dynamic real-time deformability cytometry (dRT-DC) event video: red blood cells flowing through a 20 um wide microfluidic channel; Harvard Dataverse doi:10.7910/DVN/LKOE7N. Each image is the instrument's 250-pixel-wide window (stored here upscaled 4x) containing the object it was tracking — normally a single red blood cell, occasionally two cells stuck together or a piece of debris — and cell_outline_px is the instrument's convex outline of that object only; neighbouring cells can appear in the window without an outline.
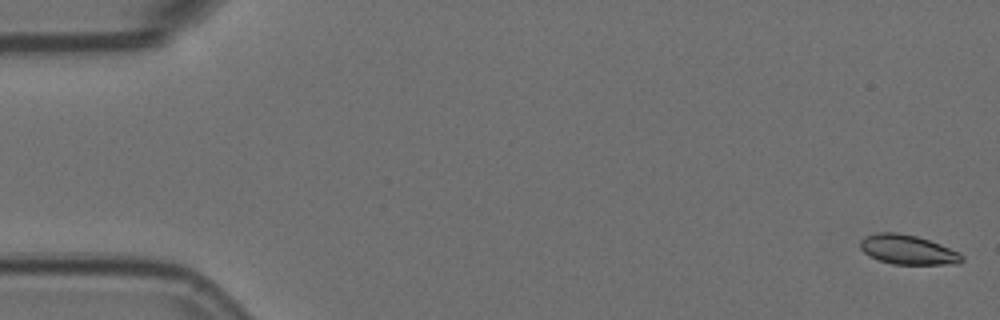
{"species": "Egyptian fruit bat (a non-hibernating species)", "species_latin": "Rousettus aegyptiacus", "temperature_condition": "room temperature", "stored_images_in_passage": 4, "segment_of_instrument_passage": [2, 2], "camera_frame_rate_fps": 3000, "um_per_image_px": 0.085, "animal": {"sex": "female"}, "frame": {"image": 1, "passage_image": 4, "time_ms": 1.0, "image_size_px": [1000, 320], "cell_outline_px": [[964, 260], [960, 264], [892, 264], [868, 256], [860, 248], [860, 240], [864, 236], [880, 232], [896, 232], [916, 236], [940, 244], [960, 252], [964, 256]], "centroid_in_image_um": [77.17, 21.23], "position_along_channel_um": 7.8, "area_um2": 17.57}}